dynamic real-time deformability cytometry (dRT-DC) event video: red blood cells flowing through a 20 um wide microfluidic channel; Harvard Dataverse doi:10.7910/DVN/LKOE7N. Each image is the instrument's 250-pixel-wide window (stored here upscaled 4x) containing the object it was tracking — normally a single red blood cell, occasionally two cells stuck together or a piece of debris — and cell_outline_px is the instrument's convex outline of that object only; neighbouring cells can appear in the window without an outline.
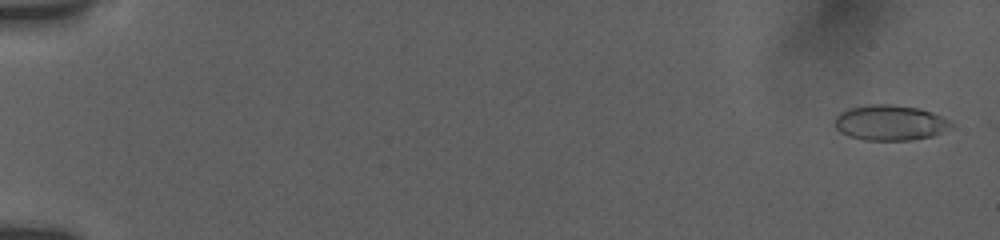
{"species": "human", "species_latin": "Homo sapiens", "temperature_condition": "room temperature", "stored_images_in_passage": 20, "camera_frame_rate_fps": 3000, "um_per_image_px": 0.085, "donor": {"sex": "female"}, "frame": {"image": 1, "passage_image": 1, "time_ms": 0.0, "image_size_px": [1000, 240], "cell_outline_px": [[956, 124], [952, 128], [932, 136], [908, 140], [864, 140], [848, 136], [840, 132], [836, 128], [836, 116], [840, 112], [848, 108], [868, 104], [892, 104], [920, 108], [932, 112], [952, 120]], "centroid_in_image_um": [75.7, 10.42], "position_along_channel_um": 9.3, "area_um2": 24.33}}
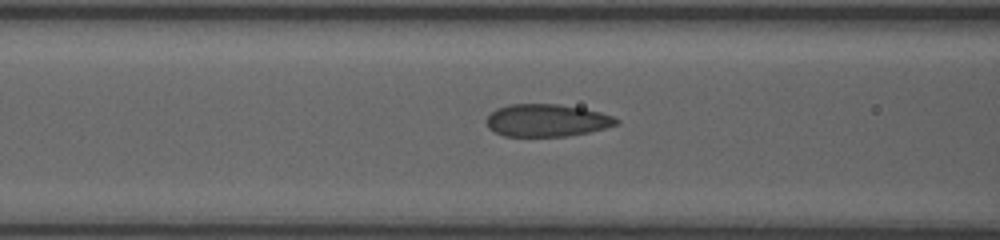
{"frame": {"image": 2, "passage_image": 14, "time_ms": 7.667, "image_size_px": [1000, 240], "cell_outline_px": [[620, 124], [588, 132], [568, 136], [504, 136], [488, 128], [484, 120], [496, 108], [508, 104], [560, 104], [584, 108], [600, 112], [612, 116], [620, 120]], "centroid_in_image_um": [46.47, 10.22], "position_along_channel_um": 120.1, "area_um2": 24.74}}
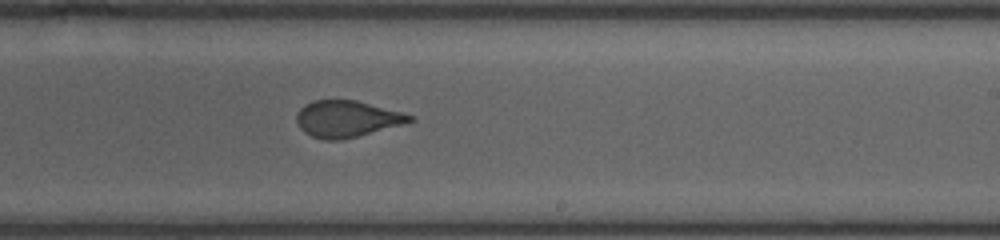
{"frame": {"image": 3, "passage_image": 20, "time_ms": 11.333, "image_size_px": [1000, 240], "cell_outline_px": [[416, 120], [404, 124], [340, 140], [324, 140], [312, 136], [304, 132], [300, 128], [296, 120], [296, 116], [300, 108], [304, 104], [312, 100], [356, 100], [404, 112], [416, 116]], "centroid_in_image_um": [29.51, 10.09], "position_along_channel_um": 259.5, "area_um2": 24.22}}